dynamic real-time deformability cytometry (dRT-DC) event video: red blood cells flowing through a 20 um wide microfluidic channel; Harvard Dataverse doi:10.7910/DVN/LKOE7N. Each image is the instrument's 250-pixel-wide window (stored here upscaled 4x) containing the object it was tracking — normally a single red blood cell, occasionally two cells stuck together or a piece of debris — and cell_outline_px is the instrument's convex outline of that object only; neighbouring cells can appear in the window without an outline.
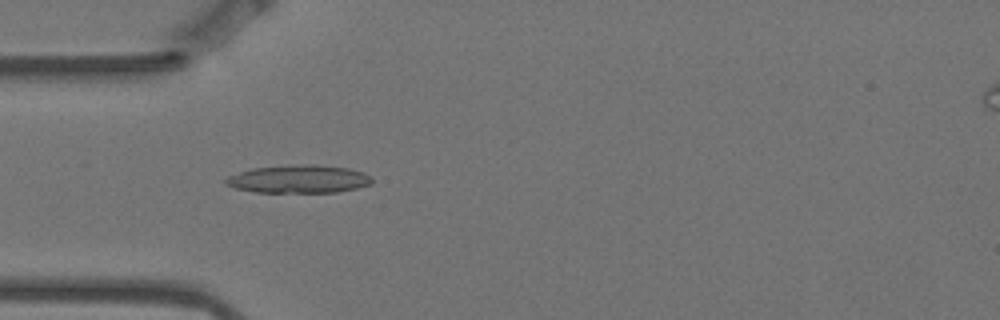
{"species": "Egyptian fruit bat (a non-hibernating species)", "species_latin": "Rousettus aegyptiacus", "temperature_condition": "warm", "stored_images_in_passage": 10, "camera_frame_rate_fps": 3000, "um_per_image_px": 0.085, "animal": {"sex": "female"}, "frame": {"image": 1, "passage_image": 4, "time_ms": 1.0, "image_size_px": [1000, 320], "cell_outline_px": [[372, 184], [356, 188], [336, 192], [256, 192], [236, 188], [224, 184], [224, 180], [228, 176], [252, 168], [308, 164], [312, 164], [348, 168], [364, 172], [372, 180]], "centroid_in_image_um": [25.39, 15.22], "position_along_channel_um": 59.6, "area_um2": 23.64}}
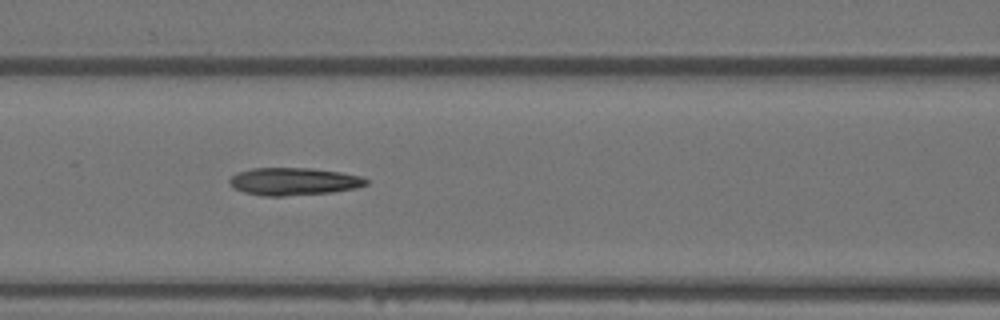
{"frame": {"image": 2, "passage_image": 6, "time_ms": 1.667, "image_size_px": [1000, 320], "cell_outline_px": [[368, 184], [356, 188], [332, 192], [280, 196], [264, 196], [244, 192], [236, 188], [228, 180], [236, 172], [252, 168], [312, 168], [340, 172], [360, 176], [368, 180]], "centroid_in_image_um": [24.97, 15.41], "position_along_channel_um": 141.6, "area_um2": 21.79}}
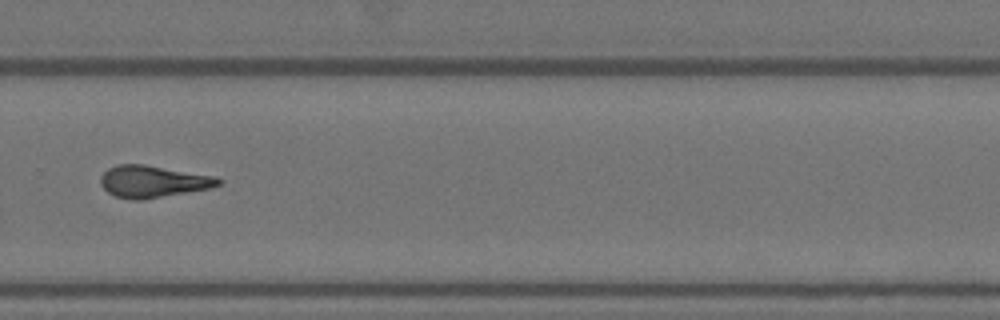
{"frame": {"image": 3, "passage_image": 10, "time_ms": 3.0, "image_size_px": [1000, 320], "cell_outline_px": [[224, 184], [212, 188], [140, 200], [132, 200], [116, 196], [108, 192], [100, 184], [100, 176], [108, 168], [116, 164], [144, 164], [216, 176], [224, 180]], "centroid_in_image_um": [13.04, 15.42], "position_along_channel_um": 316.8, "area_um2": 22.14}}